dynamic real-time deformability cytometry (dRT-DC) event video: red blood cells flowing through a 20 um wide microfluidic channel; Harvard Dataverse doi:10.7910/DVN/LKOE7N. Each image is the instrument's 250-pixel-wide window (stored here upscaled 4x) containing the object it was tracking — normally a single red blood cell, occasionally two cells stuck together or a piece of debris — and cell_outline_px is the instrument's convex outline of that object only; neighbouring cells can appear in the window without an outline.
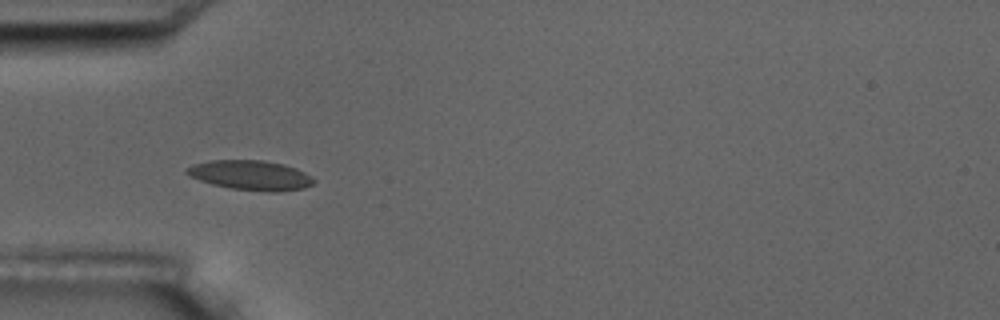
{"species": "common noctule bat (a hibernating species)", "species_latin": "Nyctalus noctula", "temperature_condition": "room temperature", "stored_images_in_passage": 5, "camera_frame_rate_fps": 3000, "um_per_image_px": 0.085, "animal": {"sex": "male", "body_mass_g": 17.5, "forearm_length_mm": 52.3}, "frame": {"image": 1, "passage_image": 4, "time_ms": 4.333, "image_size_px": [1000, 320], "cell_outline_px": [[316, 180], [312, 184], [304, 188], [276, 192], [272, 192], [232, 188], [212, 184], [188, 176], [184, 172], [184, 168], [196, 164], [212, 160], [260, 160], [284, 164], [296, 168], [312, 176]], "centroid_in_image_um": [21.31, 14.89], "position_along_channel_um": 63.7, "area_um2": 21.91}}